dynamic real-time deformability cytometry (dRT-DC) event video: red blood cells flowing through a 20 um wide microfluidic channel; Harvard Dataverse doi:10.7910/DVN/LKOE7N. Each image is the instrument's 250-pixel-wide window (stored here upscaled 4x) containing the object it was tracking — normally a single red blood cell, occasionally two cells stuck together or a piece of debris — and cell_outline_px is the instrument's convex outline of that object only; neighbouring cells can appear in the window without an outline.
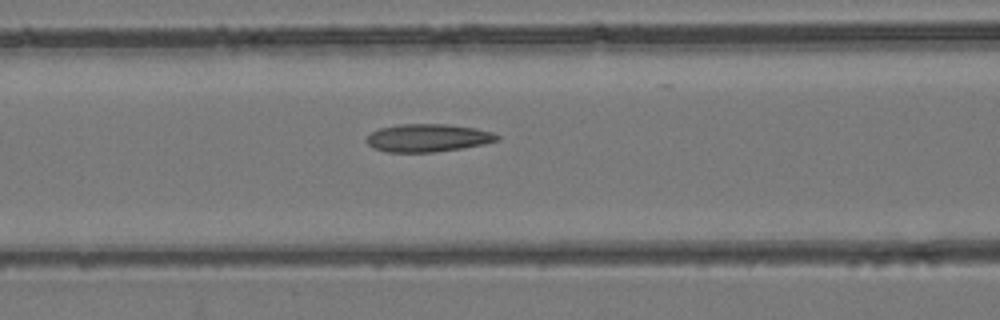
{"species": "common noctule bat (a hibernating species)", "species_latin": "Nyctalus noctula", "temperature_condition": "room temperature", "stored_images_in_passage": 45, "camera_frame_rate_fps": 3000, "um_per_image_px": 0.085, "animal": {"sex": "female", "body_mass_g": 24.6, "forearm_length_mm": 56.2}, "frame": {"image": 1, "passage_image": 19, "time_ms": 6.0, "image_size_px": [1000, 320], "cell_outline_px": [[500, 140], [484, 144], [460, 148], [432, 152], [388, 152], [372, 148], [368, 144], [368, 136], [372, 132], [380, 128], [400, 124], [448, 124], [476, 128], [492, 132], [500, 136]], "centroid_in_image_um": [36.39, 11.71], "position_along_channel_um": 130.2, "area_um2": 21.1}}
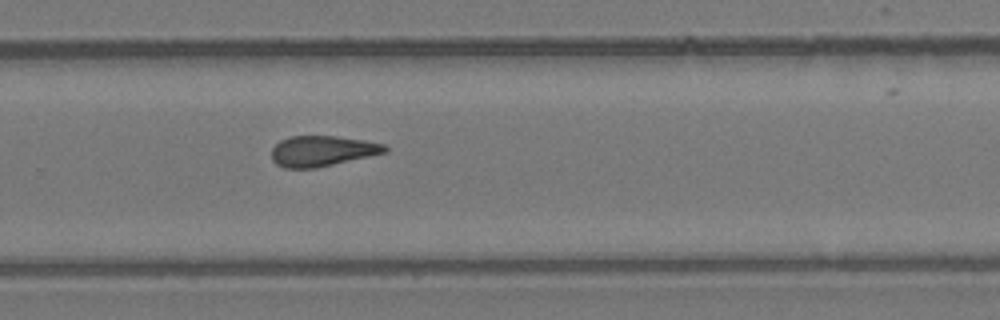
{"frame": {"image": 2, "passage_image": 30, "time_ms": 9.667, "image_size_px": [1000, 320], "cell_outline_px": [[388, 152], [316, 168], [284, 168], [276, 164], [272, 160], [272, 148], [280, 140], [292, 136], [336, 136], [364, 140], [384, 144], [388, 148]], "centroid_in_image_um": [27.38, 12.84], "position_along_channel_um": 302.4, "area_um2": 20.17}}
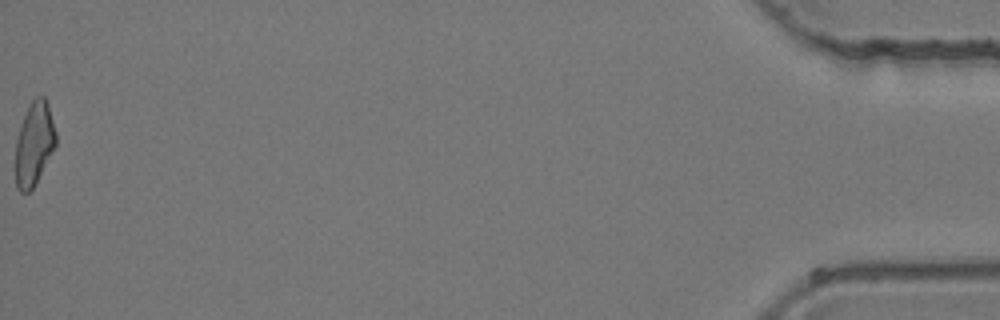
{"frame": {"image": 3, "passage_image": 45, "time_ms": 14.667, "image_size_px": [1000, 320], "cell_outline_px": [[56, 144], [32, 188], [28, 192], [20, 192], [16, 188], [16, 140], [20, 124], [32, 100], [36, 96], [44, 96], [48, 104], [56, 132]], "centroid_in_image_um": [2.89, 12.19], "position_along_channel_um": 432.3, "area_um2": 19.25}}